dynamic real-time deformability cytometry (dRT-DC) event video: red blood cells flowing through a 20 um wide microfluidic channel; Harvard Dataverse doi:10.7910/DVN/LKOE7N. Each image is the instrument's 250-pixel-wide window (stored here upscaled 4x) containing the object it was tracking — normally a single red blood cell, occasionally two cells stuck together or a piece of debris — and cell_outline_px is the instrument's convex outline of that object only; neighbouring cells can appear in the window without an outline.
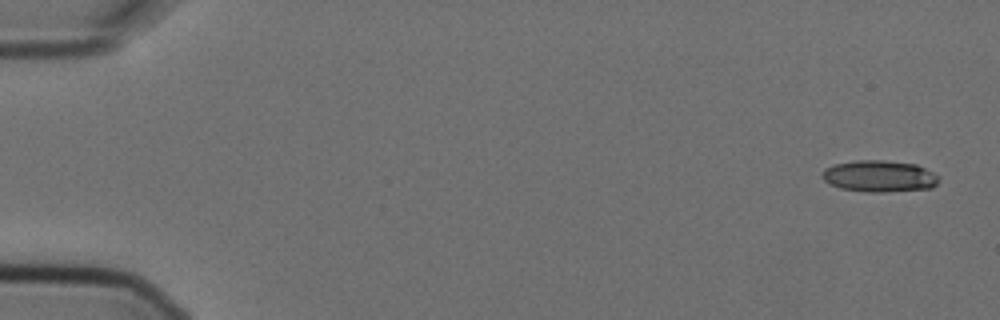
{"species": "Egyptian fruit bat (a non-hibernating species)", "species_latin": "Rousettus aegyptiacus", "temperature_condition": "cold", "stored_images_in_passage": 6, "camera_frame_rate_fps": 3000, "um_per_image_px": 0.085, "animal": {"sex": "female"}, "frame": {"image": 1, "passage_image": 1, "time_ms": 0.0, "image_size_px": [1000, 320], "cell_outline_px": [[940, 180], [932, 188], [884, 192], [868, 192], [840, 188], [828, 184], [820, 176], [824, 168], [836, 164], [856, 160], [880, 160], [916, 164], [940, 176]], "centroid_in_image_um": [74.73, 14.98], "position_along_channel_um": 10.3, "area_um2": 21.56}}
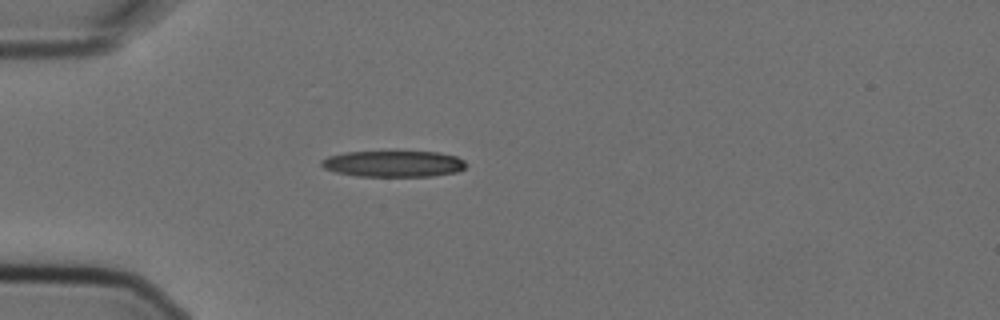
{"frame": {"image": 2, "passage_image": 5, "time_ms": 1.333, "image_size_px": [1000, 320], "cell_outline_px": [[464, 168], [456, 172], [432, 176], [356, 176], [336, 172], [324, 168], [320, 164], [320, 160], [328, 156], [344, 152], [440, 152], [456, 156], [464, 160]], "centroid_in_image_um": [33.41, 13.92], "position_along_channel_um": 51.6, "area_um2": 22.02}}